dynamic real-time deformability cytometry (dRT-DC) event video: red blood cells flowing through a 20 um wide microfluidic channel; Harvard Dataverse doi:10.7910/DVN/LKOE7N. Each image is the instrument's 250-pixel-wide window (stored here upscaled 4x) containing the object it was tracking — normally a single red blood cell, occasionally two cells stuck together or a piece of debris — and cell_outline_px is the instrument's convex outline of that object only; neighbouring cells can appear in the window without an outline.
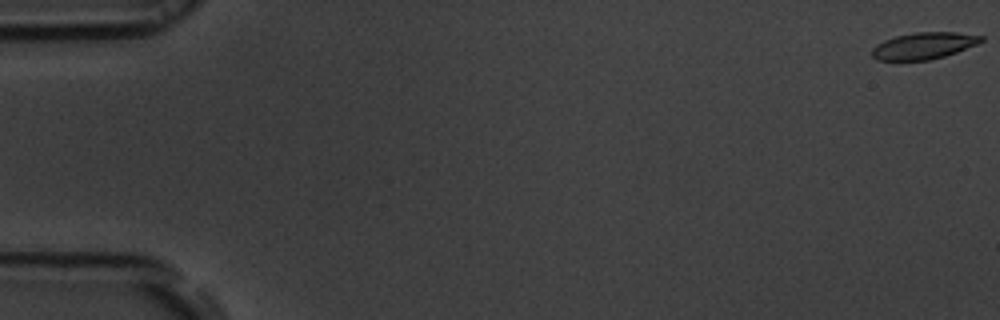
{"species": "common noctule bat (a hibernating species)", "species_latin": "Nyctalus noctula", "temperature_condition": "room temperature", "stored_images_in_passage": 55, "camera_frame_rate_fps": 3000, "um_per_image_px": 0.085, "animal": {"sex": "male", "body_mass_g": 19.5, "forearm_length_mm": 54.6}, "frame": {"image": 1, "passage_image": 1, "time_ms": 0.0, "image_size_px": [1000, 320], "cell_outline_px": [[984, 40], [976, 44], [956, 52], [944, 56], [928, 60], [876, 60], [872, 56], [872, 48], [876, 44], [884, 40], [896, 36], [916, 32], [956, 32], [984, 36]], "centroid_in_image_um": [78.5, 3.88], "position_along_channel_um": 6.5, "area_um2": 16.88}}
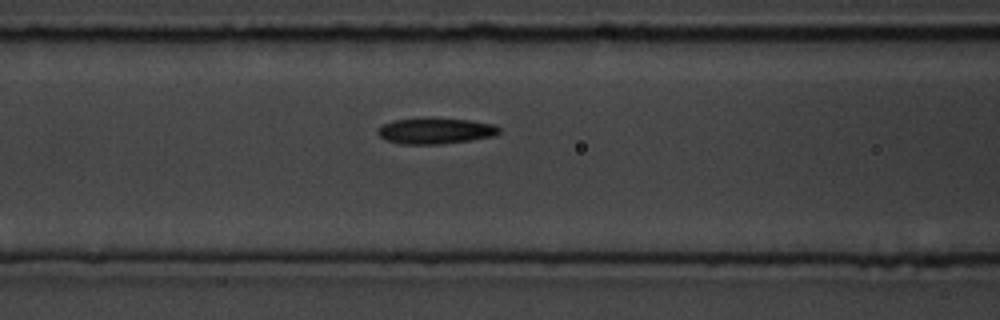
{"frame": {"image": 2, "passage_image": 23, "time_ms": 7.333, "image_size_px": [1000, 320], "cell_outline_px": [[500, 132], [492, 136], [472, 140], [440, 144], [404, 144], [384, 140], [376, 132], [384, 124], [392, 120], [468, 120], [492, 124], [500, 128]], "centroid_in_image_um": [37.01, 11.16], "position_along_channel_um": 129.6, "area_um2": 17.57}}
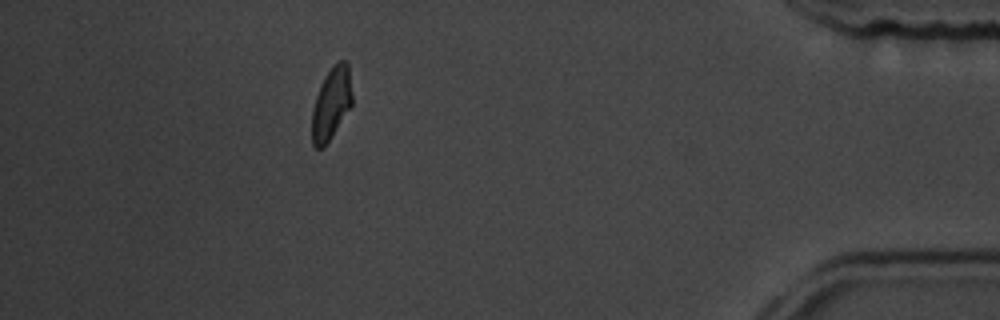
{"frame": {"image": 3, "passage_image": 49, "time_ms": 16.0, "image_size_px": [1000, 320], "cell_outline_px": [[352, 104], [328, 140], [320, 148], [316, 148], [312, 144], [312, 108], [320, 84], [324, 76], [340, 60], [348, 60], [352, 96]], "centroid_in_image_um": [28.15, 8.75], "position_along_channel_um": 407.0, "area_um2": 16.53}, "authors_computed_cell_mechanics": {"area_um2": 17.8024, "velocity_mm_per_s": 3.7926, "shape_relaxation_time_tau1_ms": 3.537, "shape_relaxation_time_tau2_ms": 5.5294, "deformation_change_tau1": 0.1189, "deformation_change_tau2": 0.1085}}